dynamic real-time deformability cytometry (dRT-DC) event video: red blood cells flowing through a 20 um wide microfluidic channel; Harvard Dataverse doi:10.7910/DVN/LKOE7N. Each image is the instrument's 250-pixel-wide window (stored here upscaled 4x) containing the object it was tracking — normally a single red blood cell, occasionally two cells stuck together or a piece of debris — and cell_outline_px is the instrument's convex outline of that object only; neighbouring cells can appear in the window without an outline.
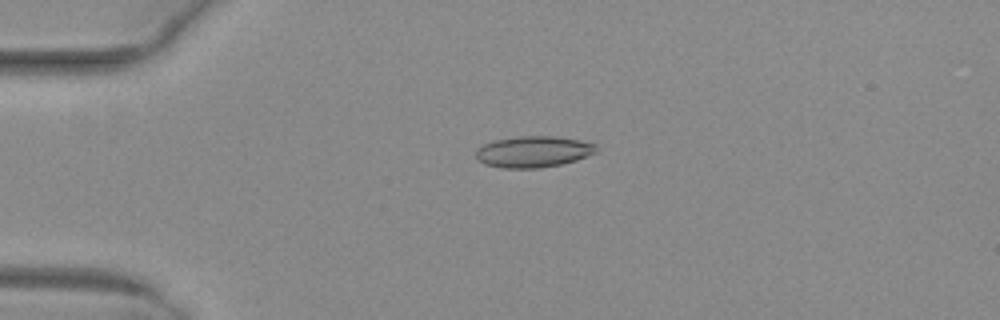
{"species": "common noctule bat (a hibernating species)", "species_latin": "Nyctalus noctula", "temperature_condition": "warm", "stored_images_in_passage": 51, "camera_frame_rate_fps": 3000, "um_per_image_px": 0.085, "animal": {"sex": "female", "body_mass_g": 29.2, "forearm_length_mm": 56.3}, "frame": {"image": 1, "passage_image": 13, "time_ms": 4.0, "image_size_px": [1000, 320], "cell_outline_px": [[596, 152], [576, 160], [560, 164], [540, 168], [504, 168], [484, 164], [476, 160], [476, 148], [484, 144], [496, 140], [520, 136], [556, 136], [596, 144]], "centroid_in_image_um": [45.29, 12.9], "position_along_channel_um": 39.7, "area_um2": 21.79}}
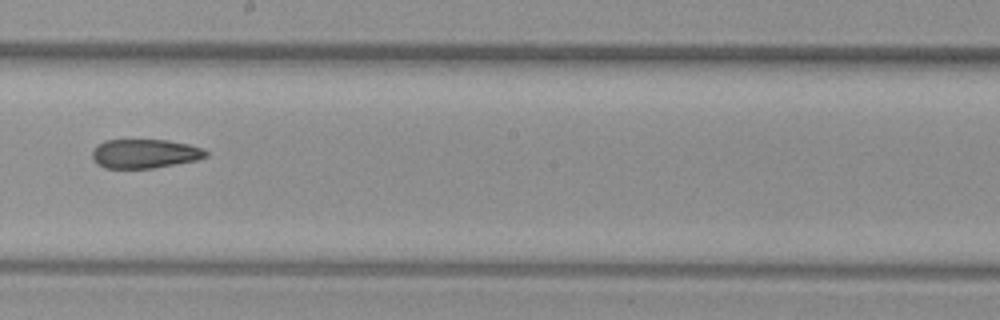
{"frame": {"image": 2, "passage_image": 30, "time_ms": 9.667, "image_size_px": [1000, 320], "cell_outline_px": [[208, 156], [196, 160], [176, 164], [152, 168], [104, 168], [96, 164], [92, 160], [92, 152], [96, 144], [104, 140], [168, 140], [188, 144], [204, 148], [208, 152]], "centroid_in_image_um": [12.28, 13.06], "position_along_channel_um": 235.9, "area_um2": 19.48}}
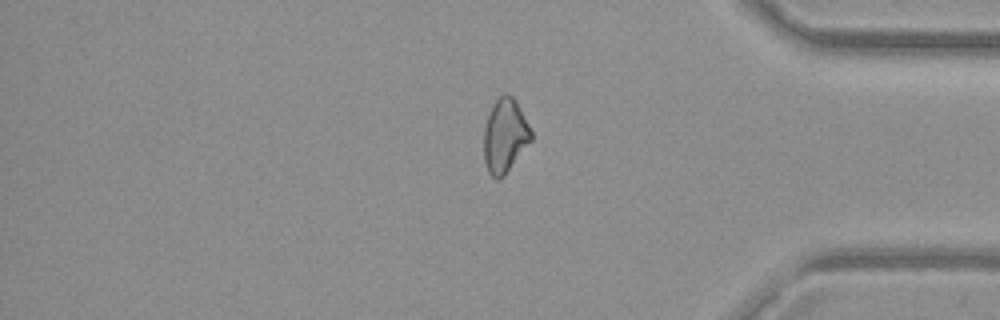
{"frame": {"image": 3, "passage_image": 43, "time_ms": 14.0, "image_size_px": [1000, 320], "cell_outline_px": [[532, 140], [504, 176], [496, 180], [488, 172], [484, 160], [484, 128], [492, 104], [504, 92], [508, 92], [516, 100], [532, 132]], "centroid_in_image_um": [42.92, 11.53], "position_along_channel_um": 392.3, "area_um2": 20.4}, "authors_computed_cell_mechanics": {"area_um2": 20.6924, "velocity_mm_per_s": 4.0965, "shape_relaxation_time_tau1_ms": null, "shape_relaxation_time_tau2_ms": 3.8458, "deformation_change_tau1": null, "deformation_change_tau2": 0.11}}